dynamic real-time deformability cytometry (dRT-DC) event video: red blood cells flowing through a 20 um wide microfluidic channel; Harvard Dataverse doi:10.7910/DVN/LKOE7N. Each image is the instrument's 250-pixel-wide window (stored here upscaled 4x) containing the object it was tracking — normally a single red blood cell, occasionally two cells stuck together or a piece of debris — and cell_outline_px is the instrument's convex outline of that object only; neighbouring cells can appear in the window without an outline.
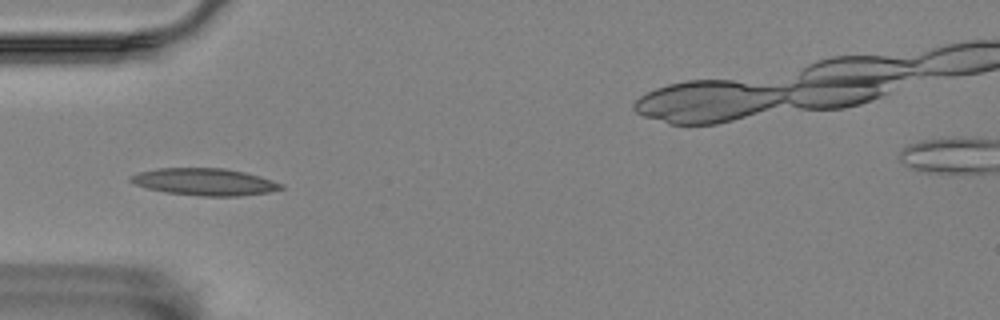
{"species": "Egyptian fruit bat (a non-hibernating species)", "species_latin": "Rousettus aegyptiacus", "temperature_condition": "room temperature", "stored_images_in_passage": 7, "camera_frame_rate_fps": 3000, "um_per_image_px": 0.085, "animal": {"sex": "female"}, "frame": {"image": 1, "passage_image": 1, "time_ms": 0.0, "image_size_px": [1000, 320], "cell_outline_px": [[284, 188], [268, 192], [240, 196], [200, 196], [164, 192], [148, 188], [136, 184], [128, 180], [128, 176], [136, 172], [156, 168], [224, 168], [244, 172], [260, 176], [284, 184]], "centroid_in_image_um": [17.36, 15.45], "position_along_channel_um": 67.6, "area_um2": 23.87}}
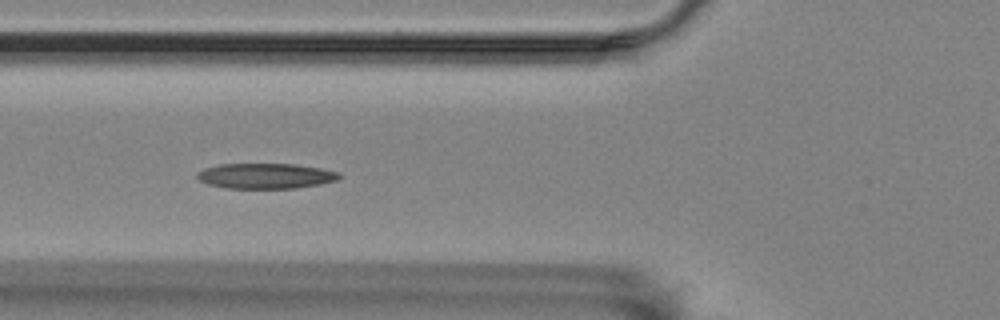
{"frame": {"image": 2, "passage_image": 4, "time_ms": 1.0, "image_size_px": [1000, 320], "cell_outline_px": [[340, 176], [336, 180], [320, 184], [296, 188], [224, 188], [208, 184], [200, 180], [196, 176], [196, 172], [204, 168], [220, 164], [296, 164], [320, 168], [340, 172]], "centroid_in_image_um": [22.56, 14.95], "position_along_channel_um": 103.2, "area_um2": 20.98}}
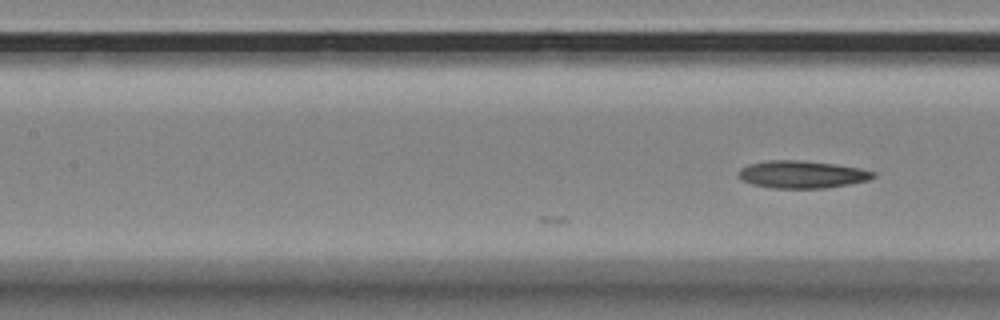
{"frame": {"image": 3, "passage_image": 7, "time_ms": 2.0, "image_size_px": [1000, 320], "cell_outline_px": [[876, 176], [868, 180], [848, 184], [824, 188], [772, 188], [752, 184], [736, 176], [736, 172], [740, 168], [748, 164], [768, 160], [800, 160], [836, 164], [860, 168], [876, 172]], "centroid_in_image_um": [68.14, 14.82], "position_along_channel_um": 139.3, "area_um2": 21.68}}